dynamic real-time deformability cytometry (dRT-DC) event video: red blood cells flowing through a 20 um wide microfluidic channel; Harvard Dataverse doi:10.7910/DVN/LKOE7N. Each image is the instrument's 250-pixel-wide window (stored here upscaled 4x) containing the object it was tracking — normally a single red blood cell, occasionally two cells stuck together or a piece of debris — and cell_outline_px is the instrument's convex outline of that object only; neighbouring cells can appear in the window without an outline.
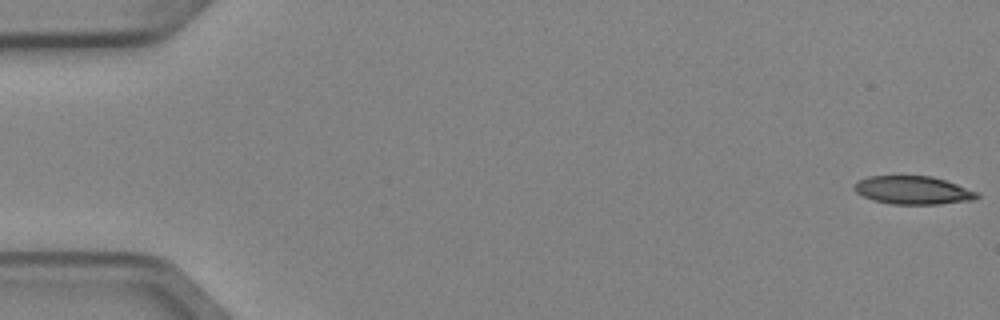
{"species": "Egyptian fruit bat (a non-hibernating species)", "species_latin": "Rousettus aegyptiacus", "temperature_condition": "cold", "stored_images_in_passage": 5, "camera_frame_rate_fps": 3000, "um_per_image_px": 0.085, "animal": {"sex": "female"}, "frame": {"image": 1, "passage_image": 1, "time_ms": 0.0, "image_size_px": [1000, 320], "cell_outline_px": [[980, 196], [976, 200], [940, 204], [892, 204], [872, 200], [856, 192], [852, 188], [860, 180], [868, 176], [932, 176], [956, 184], [976, 192]], "centroid_in_image_um": [77.61, 16.18], "position_along_channel_um": 7.4, "area_um2": 20.06}}
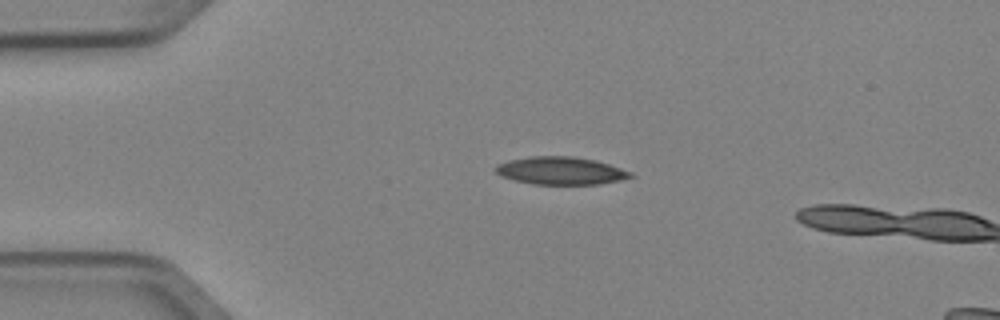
{"frame": {"image": 2, "passage_image": 4, "time_ms": 1.0, "image_size_px": [1000, 320], "cell_outline_px": [[636, 176], [620, 180], [600, 184], [532, 184], [512, 180], [500, 176], [492, 168], [496, 164], [508, 160], [532, 156], [572, 156], [596, 160], [632, 172]], "centroid_in_image_um": [47.62, 14.51], "position_along_channel_um": 37.4, "area_um2": 22.02}}